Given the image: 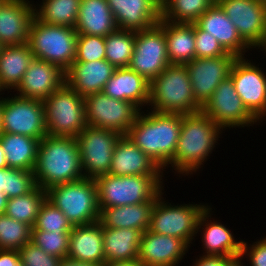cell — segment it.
I'll return each instance as SVG.
<instances>
[{
  "mask_svg": "<svg viewBox=\"0 0 266 266\" xmlns=\"http://www.w3.org/2000/svg\"><path fill=\"white\" fill-rule=\"evenodd\" d=\"M224 130L202 110L181 114V130L174 154L168 167L182 176L196 173L215 148Z\"/></svg>",
  "mask_w": 266,
  "mask_h": 266,
  "instance_id": "1",
  "label": "cell"
},
{
  "mask_svg": "<svg viewBox=\"0 0 266 266\" xmlns=\"http://www.w3.org/2000/svg\"><path fill=\"white\" fill-rule=\"evenodd\" d=\"M140 112L126 134L163 171L174 158L180 130L181 114Z\"/></svg>",
  "mask_w": 266,
  "mask_h": 266,
  "instance_id": "2",
  "label": "cell"
},
{
  "mask_svg": "<svg viewBox=\"0 0 266 266\" xmlns=\"http://www.w3.org/2000/svg\"><path fill=\"white\" fill-rule=\"evenodd\" d=\"M33 174L36 184L44 190L84 178L76 138L44 136L38 145Z\"/></svg>",
  "mask_w": 266,
  "mask_h": 266,
  "instance_id": "3",
  "label": "cell"
},
{
  "mask_svg": "<svg viewBox=\"0 0 266 266\" xmlns=\"http://www.w3.org/2000/svg\"><path fill=\"white\" fill-rule=\"evenodd\" d=\"M148 105L150 110L161 113L185 115L202 110L185 65L170 64L150 82Z\"/></svg>",
  "mask_w": 266,
  "mask_h": 266,
  "instance_id": "4",
  "label": "cell"
},
{
  "mask_svg": "<svg viewBox=\"0 0 266 266\" xmlns=\"http://www.w3.org/2000/svg\"><path fill=\"white\" fill-rule=\"evenodd\" d=\"M164 175L114 176L95 179L100 212L105 208L148 202L164 189ZM162 180V181H161Z\"/></svg>",
  "mask_w": 266,
  "mask_h": 266,
  "instance_id": "5",
  "label": "cell"
},
{
  "mask_svg": "<svg viewBox=\"0 0 266 266\" xmlns=\"http://www.w3.org/2000/svg\"><path fill=\"white\" fill-rule=\"evenodd\" d=\"M46 199L56 206L71 225H87L100 220L97 185L94 179L57 184L46 190Z\"/></svg>",
  "mask_w": 266,
  "mask_h": 266,
  "instance_id": "6",
  "label": "cell"
},
{
  "mask_svg": "<svg viewBox=\"0 0 266 266\" xmlns=\"http://www.w3.org/2000/svg\"><path fill=\"white\" fill-rule=\"evenodd\" d=\"M77 37L75 28L43 23L35 16L27 44L34 58L50 62L66 72L75 60Z\"/></svg>",
  "mask_w": 266,
  "mask_h": 266,
  "instance_id": "7",
  "label": "cell"
},
{
  "mask_svg": "<svg viewBox=\"0 0 266 266\" xmlns=\"http://www.w3.org/2000/svg\"><path fill=\"white\" fill-rule=\"evenodd\" d=\"M42 102L48 136L76 138L87 126L84 97L66 83Z\"/></svg>",
  "mask_w": 266,
  "mask_h": 266,
  "instance_id": "8",
  "label": "cell"
},
{
  "mask_svg": "<svg viewBox=\"0 0 266 266\" xmlns=\"http://www.w3.org/2000/svg\"><path fill=\"white\" fill-rule=\"evenodd\" d=\"M163 194L164 192L159 195L153 205L149 230L182 239L190 247L197 235L198 218L208 205H171V202L164 201Z\"/></svg>",
  "mask_w": 266,
  "mask_h": 266,
  "instance_id": "9",
  "label": "cell"
},
{
  "mask_svg": "<svg viewBox=\"0 0 266 266\" xmlns=\"http://www.w3.org/2000/svg\"><path fill=\"white\" fill-rule=\"evenodd\" d=\"M120 134L87 125L76 137L84 178L97 179L108 174Z\"/></svg>",
  "mask_w": 266,
  "mask_h": 266,
  "instance_id": "10",
  "label": "cell"
},
{
  "mask_svg": "<svg viewBox=\"0 0 266 266\" xmlns=\"http://www.w3.org/2000/svg\"><path fill=\"white\" fill-rule=\"evenodd\" d=\"M86 123L126 135L141 109L133 102L111 98L103 91L84 97Z\"/></svg>",
  "mask_w": 266,
  "mask_h": 266,
  "instance_id": "11",
  "label": "cell"
},
{
  "mask_svg": "<svg viewBox=\"0 0 266 266\" xmlns=\"http://www.w3.org/2000/svg\"><path fill=\"white\" fill-rule=\"evenodd\" d=\"M2 133H15L39 141L47 135L45 110L39 99L1 96Z\"/></svg>",
  "mask_w": 266,
  "mask_h": 266,
  "instance_id": "12",
  "label": "cell"
},
{
  "mask_svg": "<svg viewBox=\"0 0 266 266\" xmlns=\"http://www.w3.org/2000/svg\"><path fill=\"white\" fill-rule=\"evenodd\" d=\"M170 64L162 19L146 30L135 32L130 69L151 82Z\"/></svg>",
  "mask_w": 266,
  "mask_h": 266,
  "instance_id": "13",
  "label": "cell"
},
{
  "mask_svg": "<svg viewBox=\"0 0 266 266\" xmlns=\"http://www.w3.org/2000/svg\"><path fill=\"white\" fill-rule=\"evenodd\" d=\"M243 41L252 49L266 46V0H216ZM258 47V48H257Z\"/></svg>",
  "mask_w": 266,
  "mask_h": 266,
  "instance_id": "14",
  "label": "cell"
},
{
  "mask_svg": "<svg viewBox=\"0 0 266 266\" xmlns=\"http://www.w3.org/2000/svg\"><path fill=\"white\" fill-rule=\"evenodd\" d=\"M202 111L223 130L231 127H250L252 124L260 123L241 101L230 76L218 85L202 107Z\"/></svg>",
  "mask_w": 266,
  "mask_h": 266,
  "instance_id": "15",
  "label": "cell"
},
{
  "mask_svg": "<svg viewBox=\"0 0 266 266\" xmlns=\"http://www.w3.org/2000/svg\"><path fill=\"white\" fill-rule=\"evenodd\" d=\"M262 69L250 59L237 57L229 74L241 101L258 121L266 117V72Z\"/></svg>",
  "mask_w": 266,
  "mask_h": 266,
  "instance_id": "16",
  "label": "cell"
},
{
  "mask_svg": "<svg viewBox=\"0 0 266 266\" xmlns=\"http://www.w3.org/2000/svg\"><path fill=\"white\" fill-rule=\"evenodd\" d=\"M237 57L229 53L213 58H195L185 64L196 101L203 107L229 74Z\"/></svg>",
  "mask_w": 266,
  "mask_h": 266,
  "instance_id": "17",
  "label": "cell"
},
{
  "mask_svg": "<svg viewBox=\"0 0 266 266\" xmlns=\"http://www.w3.org/2000/svg\"><path fill=\"white\" fill-rule=\"evenodd\" d=\"M189 248L182 239L148 229L141 235L138 261L143 266H178Z\"/></svg>",
  "mask_w": 266,
  "mask_h": 266,
  "instance_id": "18",
  "label": "cell"
},
{
  "mask_svg": "<svg viewBox=\"0 0 266 266\" xmlns=\"http://www.w3.org/2000/svg\"><path fill=\"white\" fill-rule=\"evenodd\" d=\"M31 2L6 0L0 7V43L3 46L28 42L31 24L35 18V5Z\"/></svg>",
  "mask_w": 266,
  "mask_h": 266,
  "instance_id": "19",
  "label": "cell"
},
{
  "mask_svg": "<svg viewBox=\"0 0 266 266\" xmlns=\"http://www.w3.org/2000/svg\"><path fill=\"white\" fill-rule=\"evenodd\" d=\"M65 83V72L58 66L34 58L23 75L18 87L13 91L23 98L43 101Z\"/></svg>",
  "mask_w": 266,
  "mask_h": 266,
  "instance_id": "20",
  "label": "cell"
},
{
  "mask_svg": "<svg viewBox=\"0 0 266 266\" xmlns=\"http://www.w3.org/2000/svg\"><path fill=\"white\" fill-rule=\"evenodd\" d=\"M119 29L146 30L159 23L161 3L158 0H107Z\"/></svg>",
  "mask_w": 266,
  "mask_h": 266,
  "instance_id": "21",
  "label": "cell"
},
{
  "mask_svg": "<svg viewBox=\"0 0 266 266\" xmlns=\"http://www.w3.org/2000/svg\"><path fill=\"white\" fill-rule=\"evenodd\" d=\"M212 208L208 205L200 214L197 222V233L202 230L203 255L224 256L240 259L242 241L236 240L233 233L224 224L211 219ZM210 222V223H209ZM202 229V230H200Z\"/></svg>",
  "mask_w": 266,
  "mask_h": 266,
  "instance_id": "22",
  "label": "cell"
},
{
  "mask_svg": "<svg viewBox=\"0 0 266 266\" xmlns=\"http://www.w3.org/2000/svg\"><path fill=\"white\" fill-rule=\"evenodd\" d=\"M109 174L145 176L164 175V172L127 135H121L116 142Z\"/></svg>",
  "mask_w": 266,
  "mask_h": 266,
  "instance_id": "23",
  "label": "cell"
},
{
  "mask_svg": "<svg viewBox=\"0 0 266 266\" xmlns=\"http://www.w3.org/2000/svg\"><path fill=\"white\" fill-rule=\"evenodd\" d=\"M115 67L107 60L73 62L65 72V83L80 96L103 91L112 77Z\"/></svg>",
  "mask_w": 266,
  "mask_h": 266,
  "instance_id": "24",
  "label": "cell"
},
{
  "mask_svg": "<svg viewBox=\"0 0 266 266\" xmlns=\"http://www.w3.org/2000/svg\"><path fill=\"white\" fill-rule=\"evenodd\" d=\"M195 23L202 30L209 32V35L215 37L228 53H232L236 57H245V53L251 49L240 37L233 22L217 2Z\"/></svg>",
  "mask_w": 266,
  "mask_h": 266,
  "instance_id": "25",
  "label": "cell"
},
{
  "mask_svg": "<svg viewBox=\"0 0 266 266\" xmlns=\"http://www.w3.org/2000/svg\"><path fill=\"white\" fill-rule=\"evenodd\" d=\"M68 258L104 265L103 226L100 221L74 226L70 232Z\"/></svg>",
  "mask_w": 266,
  "mask_h": 266,
  "instance_id": "26",
  "label": "cell"
},
{
  "mask_svg": "<svg viewBox=\"0 0 266 266\" xmlns=\"http://www.w3.org/2000/svg\"><path fill=\"white\" fill-rule=\"evenodd\" d=\"M150 82L129 67L116 68L103 92L114 99L133 102L141 110L149 103Z\"/></svg>",
  "mask_w": 266,
  "mask_h": 266,
  "instance_id": "27",
  "label": "cell"
},
{
  "mask_svg": "<svg viewBox=\"0 0 266 266\" xmlns=\"http://www.w3.org/2000/svg\"><path fill=\"white\" fill-rule=\"evenodd\" d=\"M162 189L148 202L105 208L100 212V222L103 228L129 229L133 228L144 233L150 227L153 205Z\"/></svg>",
  "mask_w": 266,
  "mask_h": 266,
  "instance_id": "28",
  "label": "cell"
},
{
  "mask_svg": "<svg viewBox=\"0 0 266 266\" xmlns=\"http://www.w3.org/2000/svg\"><path fill=\"white\" fill-rule=\"evenodd\" d=\"M74 28L77 34L106 37L118 27L107 0H81Z\"/></svg>",
  "mask_w": 266,
  "mask_h": 266,
  "instance_id": "29",
  "label": "cell"
},
{
  "mask_svg": "<svg viewBox=\"0 0 266 266\" xmlns=\"http://www.w3.org/2000/svg\"><path fill=\"white\" fill-rule=\"evenodd\" d=\"M34 59L27 43L3 46L0 51V93L15 90Z\"/></svg>",
  "mask_w": 266,
  "mask_h": 266,
  "instance_id": "30",
  "label": "cell"
},
{
  "mask_svg": "<svg viewBox=\"0 0 266 266\" xmlns=\"http://www.w3.org/2000/svg\"><path fill=\"white\" fill-rule=\"evenodd\" d=\"M163 31L171 64L185 65L196 58L195 23H172L163 20Z\"/></svg>",
  "mask_w": 266,
  "mask_h": 266,
  "instance_id": "31",
  "label": "cell"
},
{
  "mask_svg": "<svg viewBox=\"0 0 266 266\" xmlns=\"http://www.w3.org/2000/svg\"><path fill=\"white\" fill-rule=\"evenodd\" d=\"M141 235L133 228H103L105 262L138 260Z\"/></svg>",
  "mask_w": 266,
  "mask_h": 266,
  "instance_id": "32",
  "label": "cell"
},
{
  "mask_svg": "<svg viewBox=\"0 0 266 266\" xmlns=\"http://www.w3.org/2000/svg\"><path fill=\"white\" fill-rule=\"evenodd\" d=\"M0 141L8 168L34 171L39 140L15 133H1Z\"/></svg>",
  "mask_w": 266,
  "mask_h": 266,
  "instance_id": "33",
  "label": "cell"
},
{
  "mask_svg": "<svg viewBox=\"0 0 266 266\" xmlns=\"http://www.w3.org/2000/svg\"><path fill=\"white\" fill-rule=\"evenodd\" d=\"M80 2L81 0H42L41 5L34 7L35 16L43 23L74 28Z\"/></svg>",
  "mask_w": 266,
  "mask_h": 266,
  "instance_id": "34",
  "label": "cell"
},
{
  "mask_svg": "<svg viewBox=\"0 0 266 266\" xmlns=\"http://www.w3.org/2000/svg\"><path fill=\"white\" fill-rule=\"evenodd\" d=\"M215 2L216 0H163L161 19L172 23L192 24Z\"/></svg>",
  "mask_w": 266,
  "mask_h": 266,
  "instance_id": "35",
  "label": "cell"
},
{
  "mask_svg": "<svg viewBox=\"0 0 266 266\" xmlns=\"http://www.w3.org/2000/svg\"><path fill=\"white\" fill-rule=\"evenodd\" d=\"M45 199L46 190L37 185L25 195L8 199L4 214L33 227Z\"/></svg>",
  "mask_w": 266,
  "mask_h": 266,
  "instance_id": "36",
  "label": "cell"
},
{
  "mask_svg": "<svg viewBox=\"0 0 266 266\" xmlns=\"http://www.w3.org/2000/svg\"><path fill=\"white\" fill-rule=\"evenodd\" d=\"M135 46V32L117 28L105 37V60L115 68L128 67Z\"/></svg>",
  "mask_w": 266,
  "mask_h": 266,
  "instance_id": "37",
  "label": "cell"
},
{
  "mask_svg": "<svg viewBox=\"0 0 266 266\" xmlns=\"http://www.w3.org/2000/svg\"><path fill=\"white\" fill-rule=\"evenodd\" d=\"M32 227L5 214L0 215V250H17L31 241Z\"/></svg>",
  "mask_w": 266,
  "mask_h": 266,
  "instance_id": "38",
  "label": "cell"
},
{
  "mask_svg": "<svg viewBox=\"0 0 266 266\" xmlns=\"http://www.w3.org/2000/svg\"><path fill=\"white\" fill-rule=\"evenodd\" d=\"M73 226L66 216L47 199L42 203L31 231L71 232Z\"/></svg>",
  "mask_w": 266,
  "mask_h": 266,
  "instance_id": "39",
  "label": "cell"
},
{
  "mask_svg": "<svg viewBox=\"0 0 266 266\" xmlns=\"http://www.w3.org/2000/svg\"><path fill=\"white\" fill-rule=\"evenodd\" d=\"M70 232L31 231V242L47 254L58 258L68 256Z\"/></svg>",
  "mask_w": 266,
  "mask_h": 266,
  "instance_id": "40",
  "label": "cell"
},
{
  "mask_svg": "<svg viewBox=\"0 0 266 266\" xmlns=\"http://www.w3.org/2000/svg\"><path fill=\"white\" fill-rule=\"evenodd\" d=\"M105 59V37L78 34L74 62Z\"/></svg>",
  "mask_w": 266,
  "mask_h": 266,
  "instance_id": "41",
  "label": "cell"
},
{
  "mask_svg": "<svg viewBox=\"0 0 266 266\" xmlns=\"http://www.w3.org/2000/svg\"><path fill=\"white\" fill-rule=\"evenodd\" d=\"M37 186L33 171L8 168V199L25 195Z\"/></svg>",
  "mask_w": 266,
  "mask_h": 266,
  "instance_id": "42",
  "label": "cell"
},
{
  "mask_svg": "<svg viewBox=\"0 0 266 266\" xmlns=\"http://www.w3.org/2000/svg\"><path fill=\"white\" fill-rule=\"evenodd\" d=\"M195 51L196 58H213L229 54L215 37L209 35V32L202 30L196 23Z\"/></svg>",
  "mask_w": 266,
  "mask_h": 266,
  "instance_id": "43",
  "label": "cell"
},
{
  "mask_svg": "<svg viewBox=\"0 0 266 266\" xmlns=\"http://www.w3.org/2000/svg\"><path fill=\"white\" fill-rule=\"evenodd\" d=\"M23 266H59L61 258L47 254L31 241L18 251Z\"/></svg>",
  "mask_w": 266,
  "mask_h": 266,
  "instance_id": "44",
  "label": "cell"
},
{
  "mask_svg": "<svg viewBox=\"0 0 266 266\" xmlns=\"http://www.w3.org/2000/svg\"><path fill=\"white\" fill-rule=\"evenodd\" d=\"M242 241V249L240 259L243 260L244 256L249 261L250 266H266V236L263 239L251 244Z\"/></svg>",
  "mask_w": 266,
  "mask_h": 266,
  "instance_id": "45",
  "label": "cell"
},
{
  "mask_svg": "<svg viewBox=\"0 0 266 266\" xmlns=\"http://www.w3.org/2000/svg\"><path fill=\"white\" fill-rule=\"evenodd\" d=\"M192 266H229L235 259L224 256L202 255Z\"/></svg>",
  "mask_w": 266,
  "mask_h": 266,
  "instance_id": "46",
  "label": "cell"
},
{
  "mask_svg": "<svg viewBox=\"0 0 266 266\" xmlns=\"http://www.w3.org/2000/svg\"><path fill=\"white\" fill-rule=\"evenodd\" d=\"M0 266H23L17 250H0Z\"/></svg>",
  "mask_w": 266,
  "mask_h": 266,
  "instance_id": "47",
  "label": "cell"
},
{
  "mask_svg": "<svg viewBox=\"0 0 266 266\" xmlns=\"http://www.w3.org/2000/svg\"><path fill=\"white\" fill-rule=\"evenodd\" d=\"M59 266H102V265H96V264L88 263V262H81V261H77V260L65 257L61 260V263Z\"/></svg>",
  "mask_w": 266,
  "mask_h": 266,
  "instance_id": "48",
  "label": "cell"
},
{
  "mask_svg": "<svg viewBox=\"0 0 266 266\" xmlns=\"http://www.w3.org/2000/svg\"><path fill=\"white\" fill-rule=\"evenodd\" d=\"M8 168L0 169V193L7 196Z\"/></svg>",
  "mask_w": 266,
  "mask_h": 266,
  "instance_id": "49",
  "label": "cell"
},
{
  "mask_svg": "<svg viewBox=\"0 0 266 266\" xmlns=\"http://www.w3.org/2000/svg\"><path fill=\"white\" fill-rule=\"evenodd\" d=\"M103 266H143L138 260L105 262Z\"/></svg>",
  "mask_w": 266,
  "mask_h": 266,
  "instance_id": "50",
  "label": "cell"
},
{
  "mask_svg": "<svg viewBox=\"0 0 266 266\" xmlns=\"http://www.w3.org/2000/svg\"><path fill=\"white\" fill-rule=\"evenodd\" d=\"M8 202V197L4 193H0V215L4 214Z\"/></svg>",
  "mask_w": 266,
  "mask_h": 266,
  "instance_id": "51",
  "label": "cell"
},
{
  "mask_svg": "<svg viewBox=\"0 0 266 266\" xmlns=\"http://www.w3.org/2000/svg\"><path fill=\"white\" fill-rule=\"evenodd\" d=\"M2 168H8V164L6 162V156L0 141V169Z\"/></svg>",
  "mask_w": 266,
  "mask_h": 266,
  "instance_id": "52",
  "label": "cell"
},
{
  "mask_svg": "<svg viewBox=\"0 0 266 266\" xmlns=\"http://www.w3.org/2000/svg\"><path fill=\"white\" fill-rule=\"evenodd\" d=\"M243 265L244 263L242 262L241 259H236L229 266H243Z\"/></svg>",
  "mask_w": 266,
  "mask_h": 266,
  "instance_id": "53",
  "label": "cell"
},
{
  "mask_svg": "<svg viewBox=\"0 0 266 266\" xmlns=\"http://www.w3.org/2000/svg\"><path fill=\"white\" fill-rule=\"evenodd\" d=\"M2 133V121H1V98H0V134Z\"/></svg>",
  "mask_w": 266,
  "mask_h": 266,
  "instance_id": "54",
  "label": "cell"
},
{
  "mask_svg": "<svg viewBox=\"0 0 266 266\" xmlns=\"http://www.w3.org/2000/svg\"><path fill=\"white\" fill-rule=\"evenodd\" d=\"M6 0H0V7L3 5V3L5 2Z\"/></svg>",
  "mask_w": 266,
  "mask_h": 266,
  "instance_id": "55",
  "label": "cell"
}]
</instances>
